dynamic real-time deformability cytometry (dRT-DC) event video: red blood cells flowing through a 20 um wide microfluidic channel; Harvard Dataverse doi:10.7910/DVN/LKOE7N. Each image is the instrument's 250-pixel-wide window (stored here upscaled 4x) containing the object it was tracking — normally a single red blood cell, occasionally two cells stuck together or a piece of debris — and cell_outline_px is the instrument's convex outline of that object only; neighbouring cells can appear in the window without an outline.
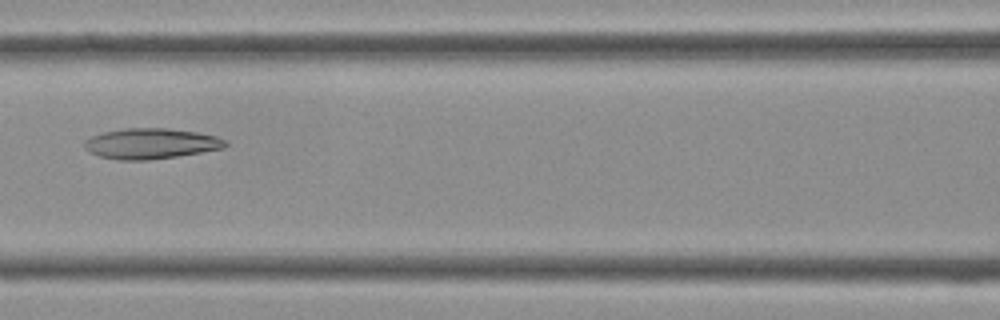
{"species": "Egyptian fruit bat (a non-hibernating species)", "species_latin": "Rousettus aegyptiacus", "temperature_condition": "cold", "stored_images_in_passage": 41, "camera_frame_rate_fps": 3000, "um_per_image_px": 0.085, "frame": {"image": 1, "passage_image": 18, "time_ms": 5.667, "image_size_px": [1000, 320], "cell_outline_px": [[228, 144], [224, 148], [176, 156], [148, 160], [116, 160], [100, 156], [84, 148], [84, 140], [92, 136], [104, 132], [124, 128], [168, 128], [196, 132], [216, 136], [224, 140]], "centroid_in_image_um": [12.81, 12.2], "position_along_channel_um": 153.8, "area_um2": 24.91}}
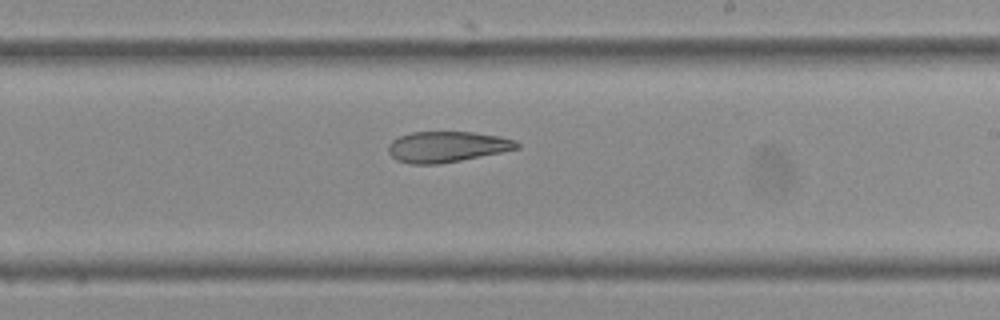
{"frame": {"image": 2, "passage_image": 24, "time_ms": 7.667, "image_size_px": [1000, 320], "cell_outline_px": [[520, 148], [504, 152], [460, 160], [436, 164], [408, 164], [396, 160], [388, 152], [388, 144], [392, 140], [400, 136], [412, 132], [472, 132], [500, 136], [512, 140], [520, 144]], "centroid_in_image_um": [37.98, 12.48], "position_along_channel_um": 251.0, "area_um2": 23.06}}
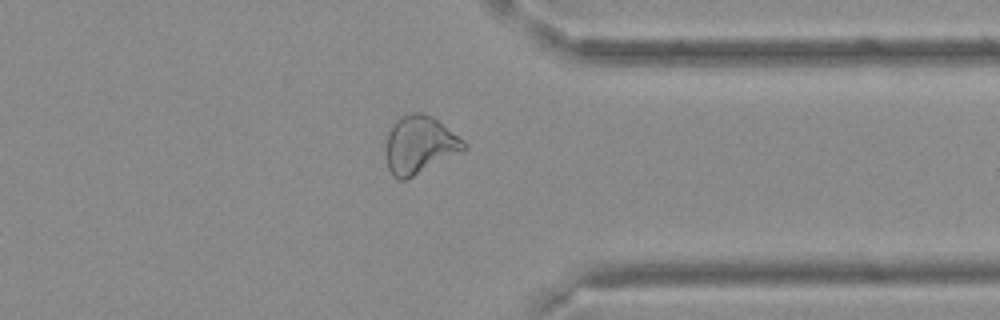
{"frame": {"image": 3, "passage_image": 32, "time_ms": 10.333, "image_size_px": [1000, 320], "cell_outline_px": [[468, 148], [404, 180], [396, 180], [392, 176], [388, 168], [388, 132], [392, 124], [400, 116], [416, 112], [420, 112], [432, 116], [464, 140], [468, 144]], "centroid_in_image_um": [35.68, 12.29], "position_along_channel_um": 375.7, "area_um2": 25.72}}